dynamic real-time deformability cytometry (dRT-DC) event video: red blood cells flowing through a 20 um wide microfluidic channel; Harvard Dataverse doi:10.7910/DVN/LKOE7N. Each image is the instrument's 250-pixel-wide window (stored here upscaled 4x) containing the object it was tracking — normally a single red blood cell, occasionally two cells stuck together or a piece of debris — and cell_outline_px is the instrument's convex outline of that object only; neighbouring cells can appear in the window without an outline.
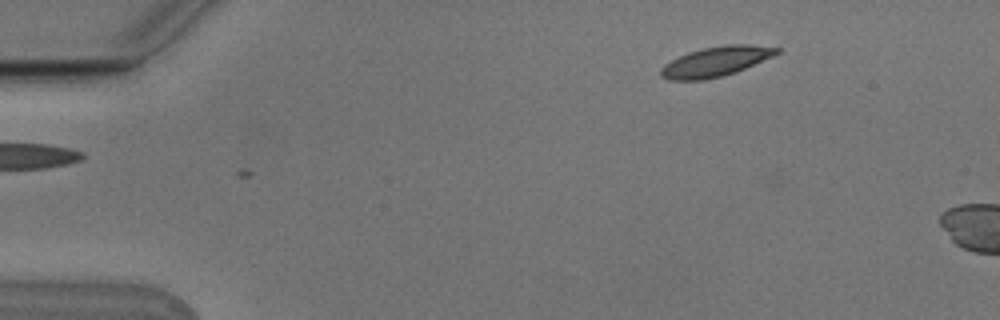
{"species": "Egyptian fruit bat (a non-hibernating species)", "species_latin": "Rousettus aegyptiacus", "temperature_condition": "cold", "stored_images_in_passage": 3, "camera_frame_rate_fps": 3000, "um_per_image_px": 0.085, "animal": {"sex": "male"}, "frame": {"image": 1, "passage_image": 3, "time_ms": 0.667, "image_size_px": [1000, 320], "cell_outline_px": [[780, 52], [772, 56], [736, 72], [704, 80], [668, 80], [660, 76], [660, 68], [664, 64], [688, 52], [704, 48], [724, 44], [748, 44], [780, 48]], "centroid_in_image_um": [60.81, 5.23], "position_along_channel_um": 24.2, "area_um2": 20.0}}